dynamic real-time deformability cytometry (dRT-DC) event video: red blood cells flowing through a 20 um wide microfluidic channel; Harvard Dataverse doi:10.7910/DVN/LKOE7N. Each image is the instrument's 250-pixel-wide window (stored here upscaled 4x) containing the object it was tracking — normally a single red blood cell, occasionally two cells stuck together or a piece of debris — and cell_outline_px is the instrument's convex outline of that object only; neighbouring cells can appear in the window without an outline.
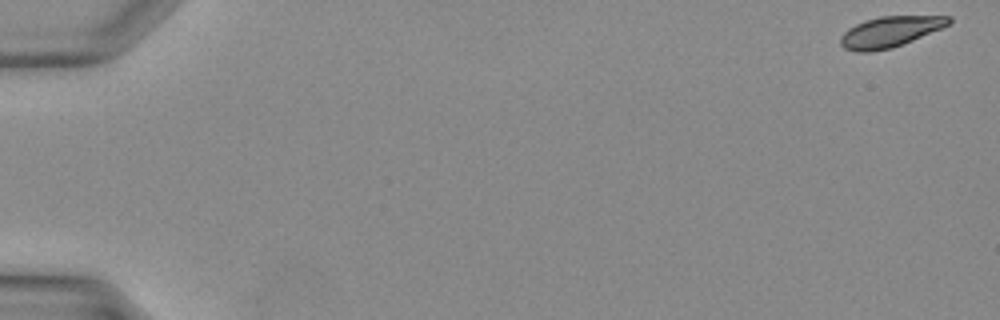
{"species": "Egyptian fruit bat (a non-hibernating species)", "species_latin": "Rousettus aegyptiacus", "temperature_condition": "warm", "stored_images_in_passage": 12, "camera_frame_rate_fps": 3000, "um_per_image_px": 0.085, "animal": {"sex": "female"}, "frame": {"image": 1, "passage_image": 1, "time_ms": 0.0, "image_size_px": [1000, 320], "cell_outline_px": [[952, 20], [948, 24], [940, 28], [912, 40], [892, 48], [868, 52], [856, 52], [844, 48], [840, 44], [840, 36], [848, 28], [864, 20], [880, 16], [952, 16]], "centroid_in_image_um": [75.59, 2.7], "position_along_channel_um": 9.4, "area_um2": 19.19}}
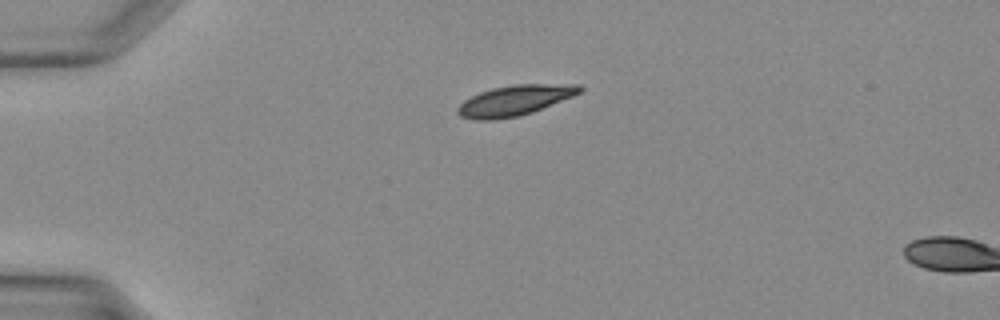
{"frame": {"image": 2, "passage_image": 10, "time_ms": 3.0, "image_size_px": [1000, 320], "cell_outline_px": [[584, 88], [580, 92], [572, 96], [532, 112], [516, 116], [492, 120], [476, 120], [460, 116], [456, 112], [456, 108], [464, 100], [480, 92], [492, 88], [516, 84], [580, 84]], "centroid_in_image_um": [43.73, 8.53], "position_along_channel_um": 41.3, "area_um2": 21.39}}